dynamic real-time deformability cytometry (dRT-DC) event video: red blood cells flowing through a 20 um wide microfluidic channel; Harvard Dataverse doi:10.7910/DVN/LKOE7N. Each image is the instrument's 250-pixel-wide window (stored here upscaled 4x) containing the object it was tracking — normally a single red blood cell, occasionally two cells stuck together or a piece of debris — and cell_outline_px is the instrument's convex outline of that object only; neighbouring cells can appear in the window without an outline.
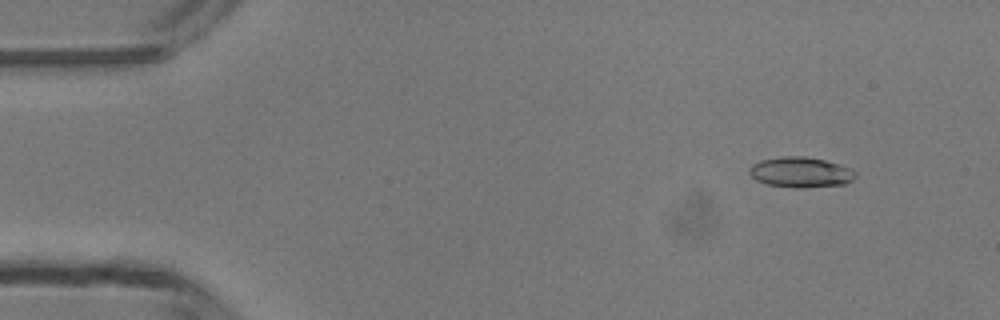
{"species": "common noctule bat (a hibernating species)", "species_latin": "Nyctalus noctula", "temperature_condition": "room temperature", "stored_images_in_passage": 48, "camera_frame_rate_fps": 3000, "um_per_image_px": 0.085, "animal": {"sex": "male", "body_mass_g": 13.3}, "frame": {"image": 1, "passage_image": 4, "time_ms": 1.0, "image_size_px": [1000, 320], "cell_outline_px": [[856, 176], [852, 180], [844, 184], [804, 188], [796, 188], [768, 184], [756, 180], [748, 172], [748, 168], [752, 164], [760, 160], [780, 156], [804, 156], [824, 160], [840, 164], [852, 168], [856, 172]], "centroid_in_image_um": [68.05, 14.63], "position_along_channel_um": 16.9, "area_um2": 18.96}}
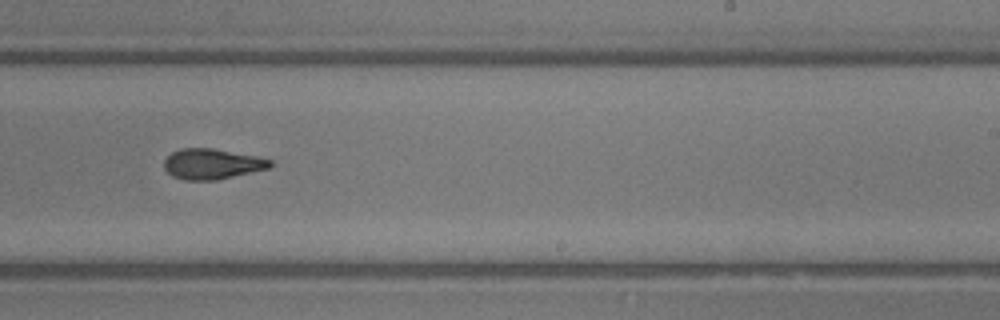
{"frame": {"image": 2, "passage_image": 29, "time_ms": 9.333, "image_size_px": [1000, 320], "cell_outline_px": [[272, 164], [268, 168], [216, 180], [184, 180], [172, 176], [164, 168], [164, 160], [172, 152], [180, 148], [212, 148], [256, 156], [272, 160]], "centroid_in_image_um": [17.99, 13.93], "position_along_channel_um": 271.0, "area_um2": 18.67}}
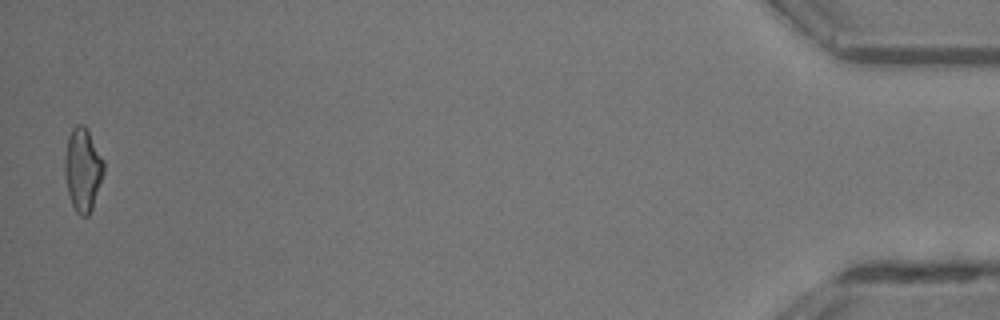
{"frame": {"image": 3, "passage_image": 47, "time_ms": 15.333, "image_size_px": [1000, 320], "cell_outline_px": [[104, 172], [92, 208], [88, 216], [80, 216], [76, 212], [68, 196], [64, 172], [64, 160], [68, 136], [72, 128], [76, 124], [84, 124], [104, 160]], "centroid_in_image_um": [7.02, 14.41], "position_along_channel_um": 428.2, "area_um2": 18.96}, "authors_computed_cell_mechanics": {"area_um2": 18.7272, "velocity_mm_per_s": 4.2594, "shape_relaxation_time_tau1_ms": 3.9504, "shape_relaxation_time_tau2_ms": 2.7763, "deformation_change_tau1": 0.138, "deformation_change_tau2": 0.1063}}